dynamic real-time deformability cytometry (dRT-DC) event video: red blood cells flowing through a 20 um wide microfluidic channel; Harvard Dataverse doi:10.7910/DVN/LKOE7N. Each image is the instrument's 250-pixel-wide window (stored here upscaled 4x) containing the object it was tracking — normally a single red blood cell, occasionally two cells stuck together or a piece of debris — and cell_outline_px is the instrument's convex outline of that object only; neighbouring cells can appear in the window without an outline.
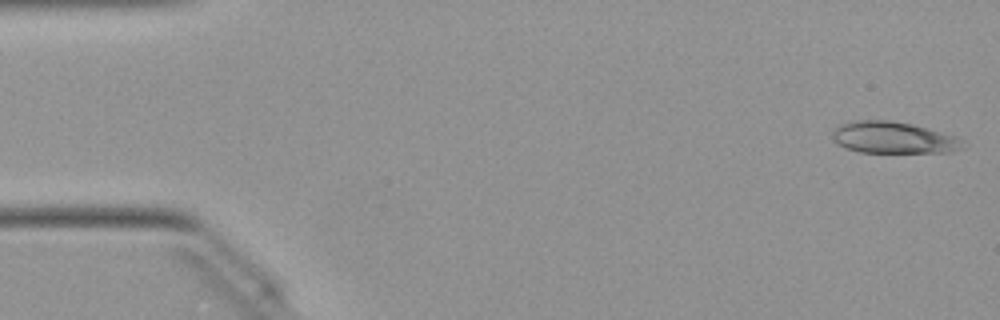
{"species": "Egyptian fruit bat (a non-hibernating species)", "species_latin": "Rousettus aegyptiacus", "temperature_condition": "warm", "stored_images_in_passage": 49, "camera_frame_rate_fps": 3000, "um_per_image_px": 0.085, "animal": {"sex": "female"}, "frame": {"image": 1, "passage_image": 1, "time_ms": 0.0, "image_size_px": [1000, 320], "cell_outline_px": [[968, 144], [964, 148], [952, 152], [860, 152], [836, 144], [832, 140], [832, 132], [840, 124], [856, 120], [888, 120], [912, 124], [928, 128], [956, 136], [964, 140]], "centroid_in_image_um": [75.98, 11.7], "position_along_channel_um": 9.0, "area_um2": 24.28}}
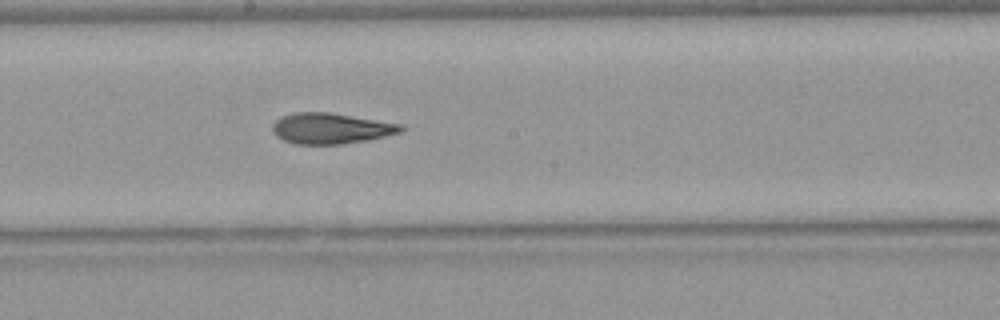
{"frame": {"image": 2, "passage_image": 26, "time_ms": 8.333, "image_size_px": [1000, 320], "cell_outline_px": [[404, 132], [368, 140], [340, 144], [296, 144], [284, 140], [276, 136], [272, 132], [272, 124], [276, 120], [284, 116], [296, 112], [328, 112], [404, 124]], "centroid_in_image_um": [28.17, 10.91], "position_along_channel_um": 220.0, "area_um2": 23.12}}
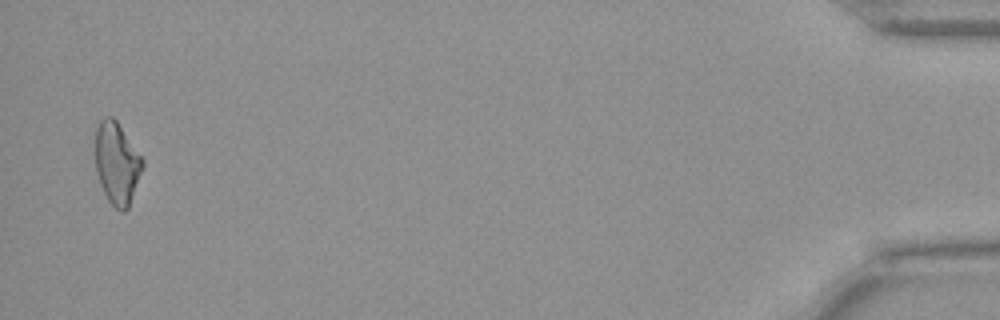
{"frame": {"image": 3, "passage_image": 48, "time_ms": 15.667, "image_size_px": [1000, 320], "cell_outline_px": [[144, 164], [128, 208], [124, 212], [120, 212], [108, 200], [100, 184], [96, 172], [96, 128], [100, 120], [104, 116], [112, 116], [116, 120], [144, 160]], "centroid_in_image_um": [9.93, 13.87], "position_along_channel_um": 425.3, "area_um2": 22.37}, "authors_computed_cell_mechanics": {"area_um2": 23.12, "velocity_mm_per_s": 4.0673, "shape_relaxation_time_tau1_ms": null, "shape_relaxation_time_tau2_ms": 4.9391, "deformation_change_tau1": null, "deformation_change_tau2": 0.1585}}